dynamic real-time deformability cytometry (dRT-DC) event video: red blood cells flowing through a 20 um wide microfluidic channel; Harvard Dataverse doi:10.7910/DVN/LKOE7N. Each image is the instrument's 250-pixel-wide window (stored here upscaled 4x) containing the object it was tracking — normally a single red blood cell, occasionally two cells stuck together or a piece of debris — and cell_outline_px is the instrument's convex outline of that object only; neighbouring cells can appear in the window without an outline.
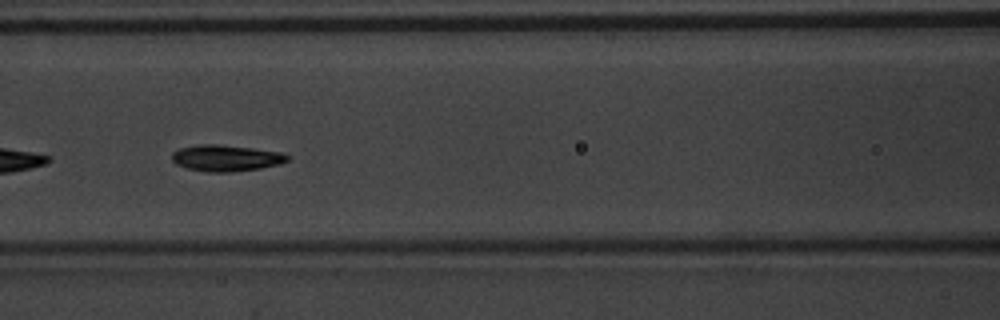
{"species": "common noctule bat (a hibernating species)", "species_latin": "Nyctalus noctula", "temperature_condition": "warm", "stored_images_in_passage": 9, "camera_frame_rate_fps": 3000, "um_per_image_px": 0.085, "animal": {"sex": "male", "body_mass_g": 20.1, "forearm_length_mm": 53.5}, "frame": {"image": 1, "passage_image": 8, "time_ms": 2.333, "image_size_px": [1000, 320], "cell_outline_px": [[288, 160], [280, 164], [260, 168], [232, 172], [208, 172], [188, 168], [176, 164], [172, 160], [172, 152], [180, 148], [200, 144], [216, 144], [252, 148], [280, 152], [288, 156]], "centroid_in_image_um": [19.19, 13.43], "position_along_channel_um": 147.4, "area_um2": 17.57}}
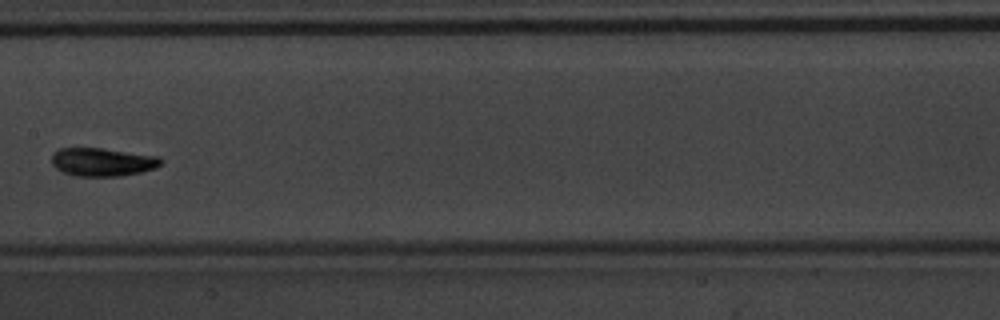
{"frame": {"image": 2, "passage_image": 9, "time_ms": 2.667, "image_size_px": [1000, 320], "cell_outline_px": [[164, 160], [156, 168], [140, 172], [120, 176], [76, 176], [64, 172], [56, 168], [52, 164], [52, 152], [60, 148], [100, 148], [156, 156]], "centroid_in_image_um": [8.68, 13.77], "position_along_channel_um": 198.7, "area_um2": 17.86}}